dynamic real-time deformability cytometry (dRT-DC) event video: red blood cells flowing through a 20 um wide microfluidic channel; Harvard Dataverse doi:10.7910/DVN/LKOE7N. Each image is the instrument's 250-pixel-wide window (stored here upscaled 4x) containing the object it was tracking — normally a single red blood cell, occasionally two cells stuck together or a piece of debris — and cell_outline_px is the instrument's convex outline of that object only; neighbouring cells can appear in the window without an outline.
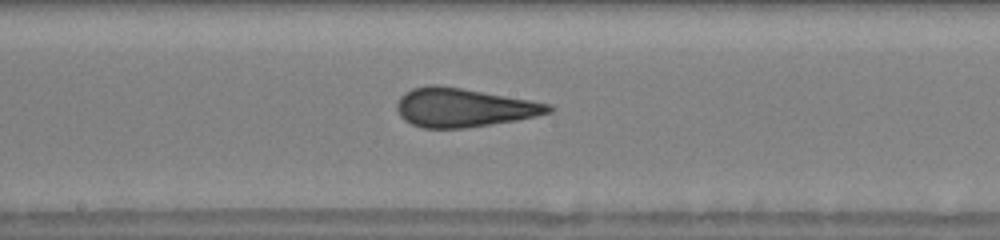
{"species": "human", "species_latin": "Homo sapiens", "temperature_condition": "warm", "stored_images_in_passage": 30, "camera_frame_rate_fps": 3000, "um_per_image_px": 0.085, "donor": {"sex": "male"}, "frame": {"image": 1, "passage_image": 13, "time_ms": 4.0, "image_size_px": [1000, 240], "cell_outline_px": [[556, 108], [552, 112], [536, 116], [516, 120], [464, 128], [424, 128], [412, 124], [404, 120], [400, 116], [396, 108], [396, 104], [400, 96], [404, 92], [412, 88], [428, 84], [436, 84], [460, 88], [552, 104]], "centroid_in_image_um": [39.38, 9.14], "position_along_channel_um": 208.8, "area_um2": 34.22}}